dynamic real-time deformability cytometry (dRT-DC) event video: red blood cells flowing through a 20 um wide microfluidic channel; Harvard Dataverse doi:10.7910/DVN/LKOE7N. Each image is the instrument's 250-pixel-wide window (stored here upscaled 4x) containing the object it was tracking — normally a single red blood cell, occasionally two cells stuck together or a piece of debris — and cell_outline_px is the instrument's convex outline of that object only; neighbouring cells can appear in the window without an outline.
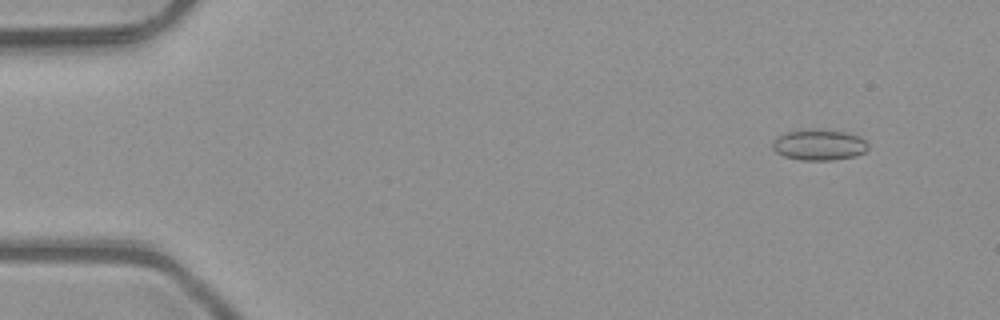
{"species": "common noctule bat (a hibernating species)", "species_latin": "Nyctalus noctula", "temperature_condition": "room temperature", "stored_images_in_passage": 6, "camera_frame_rate_fps": 3000, "um_per_image_px": 0.085, "animal": {"sex": "male", "body_mass_g": 23.1, "forearm_length_mm": 52.7}, "frame": {"image": 1, "passage_image": 2, "time_ms": 0.333, "image_size_px": [1000, 320], "cell_outline_px": [[868, 148], [864, 152], [856, 156], [832, 160], [800, 160], [784, 156], [776, 152], [772, 148], [772, 140], [776, 136], [788, 132], [844, 132], [860, 136], [868, 144]], "centroid_in_image_um": [69.62, 12.37], "position_along_channel_um": 15.4, "area_um2": 16.53}}